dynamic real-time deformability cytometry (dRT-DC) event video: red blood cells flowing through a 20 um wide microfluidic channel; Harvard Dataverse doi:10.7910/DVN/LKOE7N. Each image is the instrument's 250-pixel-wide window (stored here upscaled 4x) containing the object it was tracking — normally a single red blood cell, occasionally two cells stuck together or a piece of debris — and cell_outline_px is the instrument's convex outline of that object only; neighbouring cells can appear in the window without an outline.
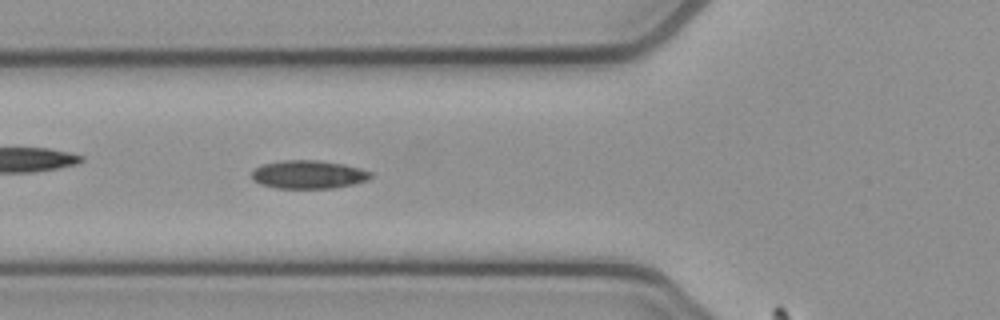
{"species": "common noctule bat (a hibernating species)", "species_latin": "Nyctalus noctula", "temperature_condition": "cold", "stored_images_in_passage": 54, "camera_frame_rate_fps": 3000, "um_per_image_px": 0.085, "animal": {"sex": "female", "body_mass_g": 21.9}, "frame": {"image": 1, "passage_image": 19, "time_ms": 6.0, "image_size_px": [1000, 320], "cell_outline_px": [[372, 176], [368, 180], [336, 188], [276, 188], [260, 184], [252, 180], [252, 172], [260, 164], [284, 160], [316, 160], [344, 164], [360, 168], [372, 172]], "centroid_in_image_um": [26.21, 14.83], "position_along_channel_um": 99.6, "area_um2": 19.71}}
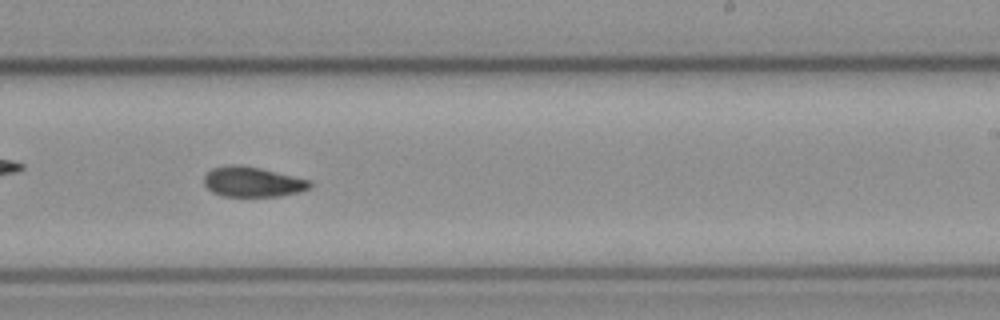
{"frame": {"image": 2, "passage_image": 32, "time_ms": 10.333, "image_size_px": [1000, 320], "cell_outline_px": [[312, 188], [300, 192], [280, 196], [224, 196], [212, 192], [204, 184], [204, 176], [212, 168], [232, 164], [240, 164], [260, 168], [312, 180]], "centroid_in_image_um": [21.51, 15.45], "position_along_channel_um": 267.5, "area_um2": 18.73}}
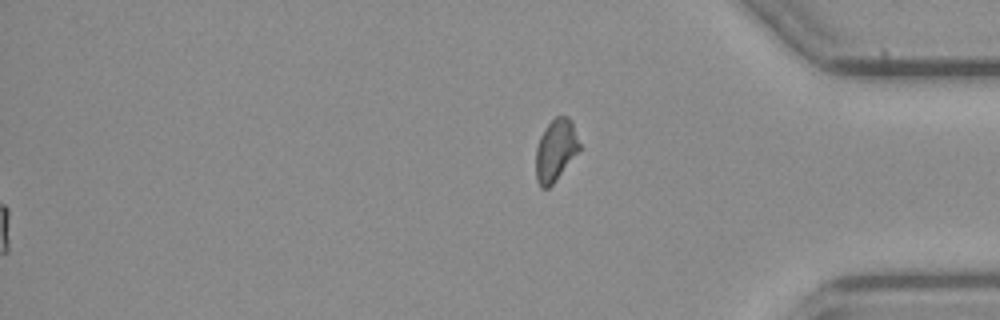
{"frame": {"image": 3, "passage_image": 54, "time_ms": 17.667, "image_size_px": [1000, 320], "cell_outline_px": [[580, 148], [552, 184], [548, 188], [540, 188], [536, 180], [536, 148], [540, 136], [548, 124], [556, 116], [568, 116], [572, 120], [580, 144]], "centroid_in_image_um": [47.21, 12.75], "position_along_channel_um": 388.0, "area_um2": 15.49}, "authors_computed_cell_mechanics": {"area_um2": 18.8428, "velocity_mm_per_s": 3.8708, "shape_relaxation_time_tau1_ms": null, "shape_relaxation_time_tau2_ms": 4.7187, "deformation_change_tau1": null, "deformation_change_tau2": 0.0929}}